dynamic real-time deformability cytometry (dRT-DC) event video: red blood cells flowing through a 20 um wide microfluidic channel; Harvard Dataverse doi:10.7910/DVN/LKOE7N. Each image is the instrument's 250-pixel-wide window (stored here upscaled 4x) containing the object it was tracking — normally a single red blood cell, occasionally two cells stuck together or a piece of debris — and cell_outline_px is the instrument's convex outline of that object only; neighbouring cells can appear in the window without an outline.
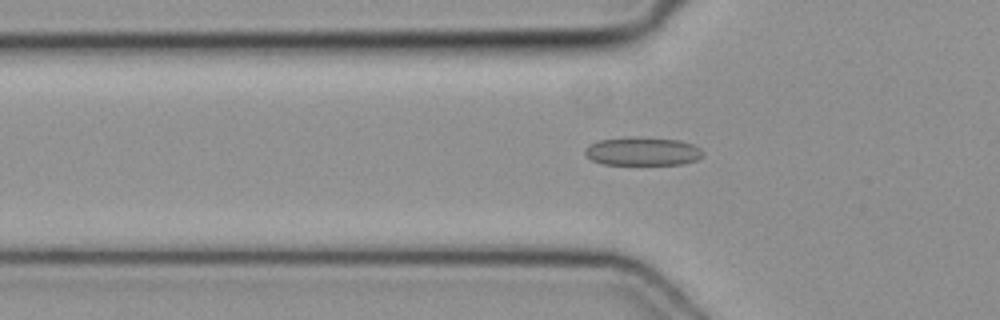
{"species": "common noctule bat (a hibernating species)", "species_latin": "Nyctalus noctula", "temperature_condition": "cold", "stored_images_in_passage": 37, "camera_frame_rate_fps": 3000, "um_per_image_px": 0.085, "animal": {"sex": "female", "body_mass_g": 19.3, "forearm_length_mm": 54.1}, "frame": {"image": 1, "passage_image": 4, "time_ms": 1.0, "image_size_px": [1000, 320], "cell_outline_px": [[704, 156], [696, 160], [684, 164], [600, 164], [592, 160], [584, 152], [584, 148], [600, 140], [624, 136], [680, 140], [692, 144], [700, 148], [704, 152]], "centroid_in_image_um": [54.64, 12.86], "position_along_channel_um": 71.2, "area_um2": 19.59}}
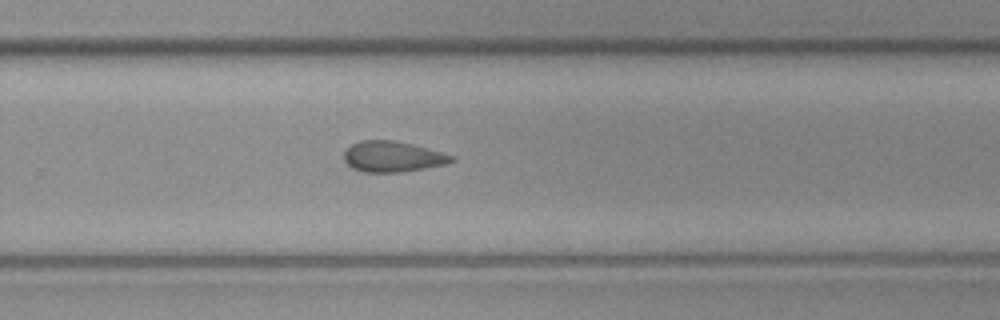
{"frame": {"image": 2, "passage_image": 20, "time_ms": 6.333, "image_size_px": [1000, 320], "cell_outline_px": [[456, 160], [444, 164], [424, 168], [400, 172], [360, 172], [352, 168], [344, 160], [344, 152], [352, 144], [360, 140], [392, 140], [412, 144], [440, 152], [452, 156]], "centroid_in_image_um": [33.32, 13.31], "position_along_channel_um": 296.5, "area_um2": 19.02}}
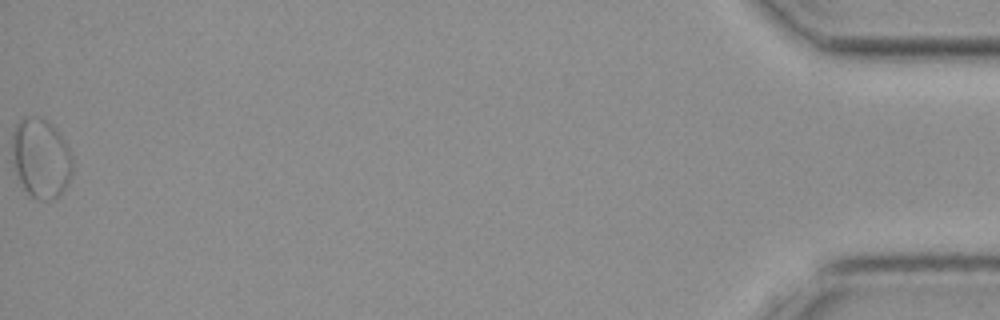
{"frame": {"image": 3, "passage_image": 37, "time_ms": 12.0, "image_size_px": [1000, 320], "cell_outline_px": [[72, 176], [68, 184], [60, 196], [52, 200], [36, 200], [24, 188], [20, 180], [16, 168], [12, 148], [12, 132], [16, 124], [24, 116], [36, 116], [52, 124], [56, 128], [64, 140], [72, 156]], "centroid_in_image_um": [3.51, 13.45], "position_along_channel_um": 431.7, "area_um2": 27.98}}